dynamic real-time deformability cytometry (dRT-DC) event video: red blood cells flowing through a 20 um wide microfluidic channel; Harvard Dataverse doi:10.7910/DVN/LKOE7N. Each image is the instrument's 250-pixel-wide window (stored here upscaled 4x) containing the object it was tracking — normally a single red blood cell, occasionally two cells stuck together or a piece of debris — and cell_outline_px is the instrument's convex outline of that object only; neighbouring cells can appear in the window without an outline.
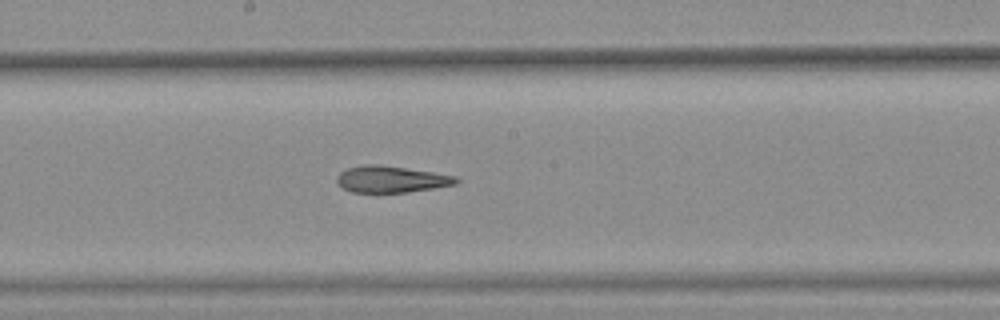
{"species": "common noctule bat (a hibernating species)", "species_latin": "Nyctalus noctula", "temperature_condition": "warm", "stored_images_in_passage": 8, "camera_frame_rate_fps": 3000, "um_per_image_px": 0.085, "animal": {"sex": "female", "body_mass_g": 25.1}, "frame": {"image": 1, "passage_image": 8, "time_ms": 2.333, "image_size_px": [1000, 320], "cell_outline_px": [[460, 180], [456, 184], [408, 192], [352, 192], [336, 184], [336, 176], [340, 172], [348, 168], [364, 164], [380, 164], [432, 172], [456, 176]], "centroid_in_image_um": [33.22, 15.23], "position_along_channel_um": 215.0, "area_um2": 18.44}}